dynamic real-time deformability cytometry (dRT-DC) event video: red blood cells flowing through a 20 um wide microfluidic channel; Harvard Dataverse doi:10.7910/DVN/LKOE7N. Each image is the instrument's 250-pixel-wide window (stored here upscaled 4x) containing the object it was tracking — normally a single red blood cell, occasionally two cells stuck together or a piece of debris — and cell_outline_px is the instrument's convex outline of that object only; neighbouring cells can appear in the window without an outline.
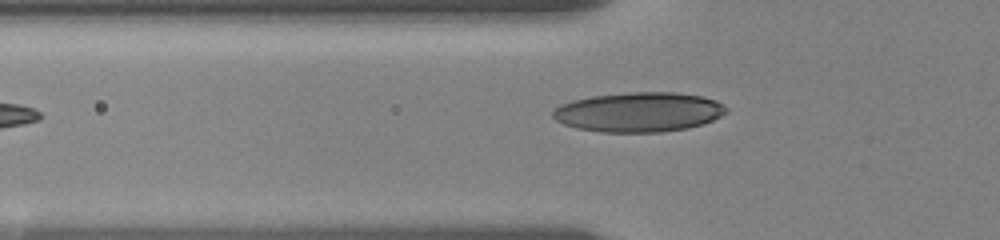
{"species": "human", "species_latin": "Homo sapiens", "temperature_condition": "room temperature", "stored_images_in_passage": 5, "camera_frame_rate_fps": 3000, "um_per_image_px": 0.085, "donor": {"sex": "female"}, "frame": {"image": 1, "passage_image": 5, "time_ms": 4.0, "image_size_px": [1000, 240], "cell_outline_px": [[728, 112], [704, 124], [688, 128], [660, 132], [600, 132], [576, 128], [564, 124], [556, 120], [552, 116], [552, 112], [560, 104], [572, 100], [592, 96], [628, 92], [676, 92], [704, 96], [716, 100], [728, 108]], "centroid_in_image_um": [54.32, 9.52], "position_along_channel_um": 71.5, "area_um2": 40.34}}